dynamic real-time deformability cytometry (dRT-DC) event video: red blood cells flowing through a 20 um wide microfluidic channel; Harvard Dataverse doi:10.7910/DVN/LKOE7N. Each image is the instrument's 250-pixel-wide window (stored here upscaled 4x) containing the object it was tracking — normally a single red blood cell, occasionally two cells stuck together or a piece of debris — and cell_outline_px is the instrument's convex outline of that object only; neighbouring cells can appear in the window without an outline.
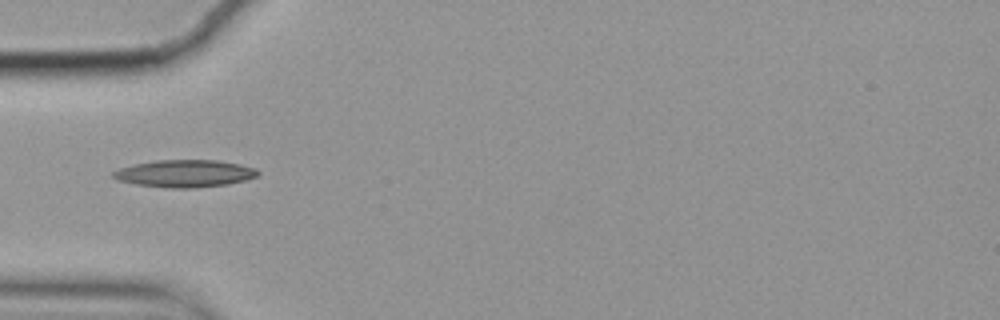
{"species": "common noctule bat (a hibernating species)", "species_latin": "Nyctalus noctula", "temperature_condition": "cold", "stored_images_in_passage": 11, "camera_frame_rate_fps": 3000, "um_per_image_px": 0.085, "animal": {"sex": "female", "body_mass_g": 19.9}, "frame": {"image": 1, "passage_image": 1, "time_ms": 0.0, "image_size_px": [1000, 320], "cell_outline_px": [[260, 172], [256, 176], [244, 180], [228, 184], [192, 188], [168, 188], [136, 184], [116, 180], [112, 176], [112, 172], [120, 168], [136, 164], [156, 160], [216, 160], [240, 164], [256, 168]], "centroid_in_image_um": [15.7, 14.75], "position_along_channel_um": 69.3, "area_um2": 22.95}}
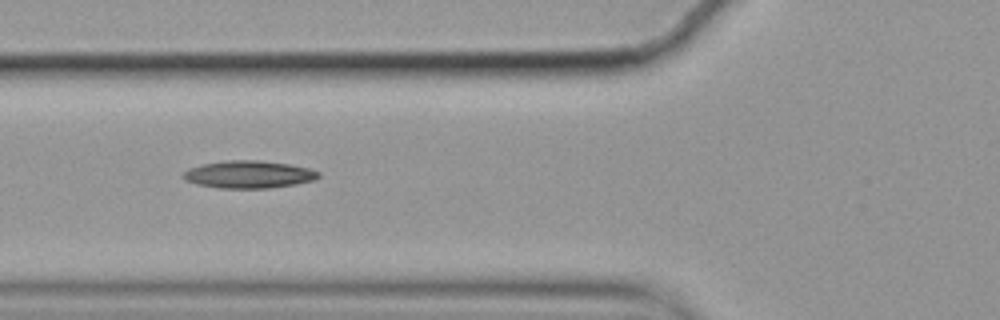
{"frame": {"image": 2, "passage_image": 4, "time_ms": 1.0, "image_size_px": [1000, 320], "cell_outline_px": [[320, 176], [312, 180], [296, 184], [268, 188], [220, 188], [196, 184], [184, 180], [180, 176], [188, 168], [200, 164], [228, 160], [260, 160], [288, 164], [308, 168], [320, 172]], "centroid_in_image_um": [21.09, 14.82], "position_along_channel_um": 104.7, "area_um2": 21.73}}